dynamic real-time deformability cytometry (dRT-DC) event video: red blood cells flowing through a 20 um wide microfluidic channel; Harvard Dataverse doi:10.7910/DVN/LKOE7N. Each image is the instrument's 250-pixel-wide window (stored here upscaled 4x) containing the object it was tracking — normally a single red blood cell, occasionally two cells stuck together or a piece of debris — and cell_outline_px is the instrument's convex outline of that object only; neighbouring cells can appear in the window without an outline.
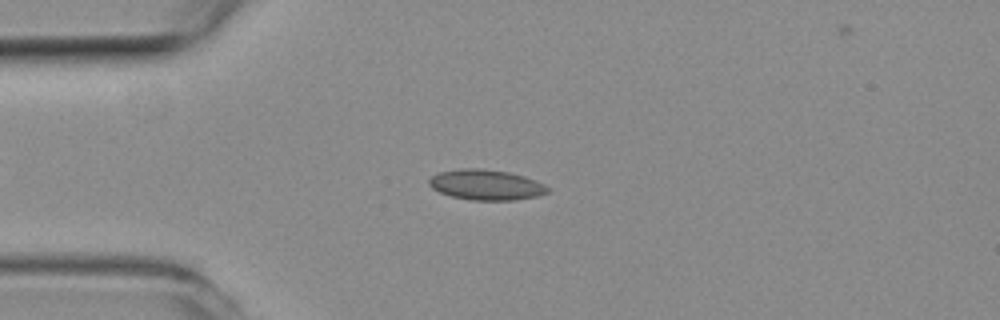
{"species": "common noctule bat (a hibernating species)", "species_latin": "Nyctalus noctula", "temperature_condition": "room temperature", "stored_images_in_passage": 49, "camera_frame_rate_fps": 3000, "um_per_image_px": 0.085, "animal": {"sex": "female", "body_mass_g": 19.3, "forearm_length_mm": 54.1}, "frame": {"image": 1, "passage_image": 11, "time_ms": 3.333, "image_size_px": [1000, 320], "cell_outline_px": [[548, 192], [536, 196], [516, 200], [472, 200], [452, 196], [440, 192], [432, 188], [428, 184], [428, 180], [436, 172], [460, 168], [480, 168], [508, 172], [524, 176], [536, 180], [544, 184], [548, 188]], "centroid_in_image_um": [41.29, 15.7], "position_along_channel_um": 43.7, "area_um2": 21.04}}
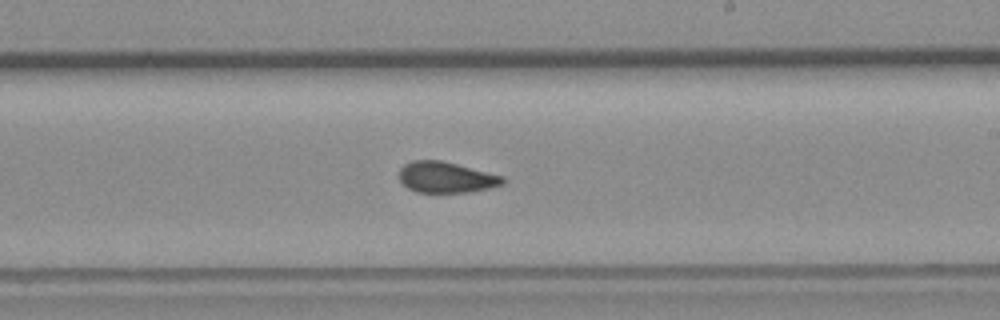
{"frame": {"image": 2, "passage_image": 28, "time_ms": 9.0, "image_size_px": [1000, 320], "cell_outline_px": [[508, 180], [504, 184], [472, 192], [416, 192], [408, 188], [400, 180], [400, 168], [404, 164], [412, 160], [440, 160], [504, 176]], "centroid_in_image_um": [37.95, 15.07], "position_along_channel_um": 251.1, "area_um2": 18.67}}
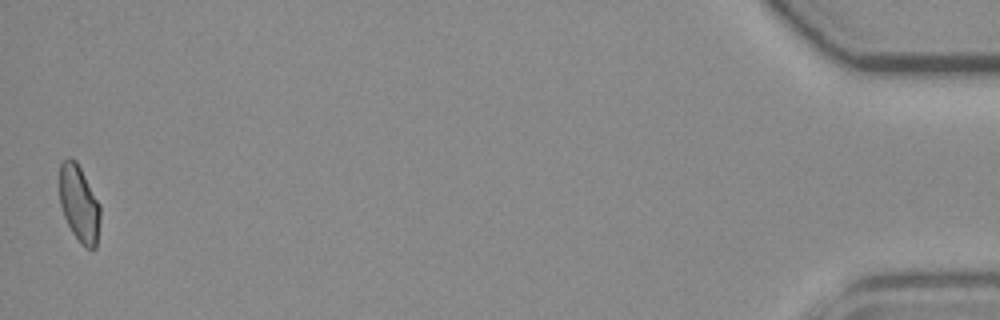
{"frame": {"image": 3, "passage_image": 49, "time_ms": 16.0, "image_size_px": [1000, 320], "cell_outline_px": [[100, 216], [96, 248], [92, 252], [84, 248], [80, 244], [72, 232], [64, 216], [60, 204], [60, 164], [68, 156], [76, 160], [100, 204]], "centroid_in_image_um": [6.74, 17.36], "position_along_channel_um": 428.5, "area_um2": 18.32}, "authors_computed_cell_mechanics": {"area_um2": 19.3052, "velocity_mm_per_s": 3.9778, "shape_relaxation_time_tau1_ms": null, "shape_relaxation_time_tau2_ms": 1.288, "deformation_change_tau1": null, "deformation_change_tau2": 0.0654}}